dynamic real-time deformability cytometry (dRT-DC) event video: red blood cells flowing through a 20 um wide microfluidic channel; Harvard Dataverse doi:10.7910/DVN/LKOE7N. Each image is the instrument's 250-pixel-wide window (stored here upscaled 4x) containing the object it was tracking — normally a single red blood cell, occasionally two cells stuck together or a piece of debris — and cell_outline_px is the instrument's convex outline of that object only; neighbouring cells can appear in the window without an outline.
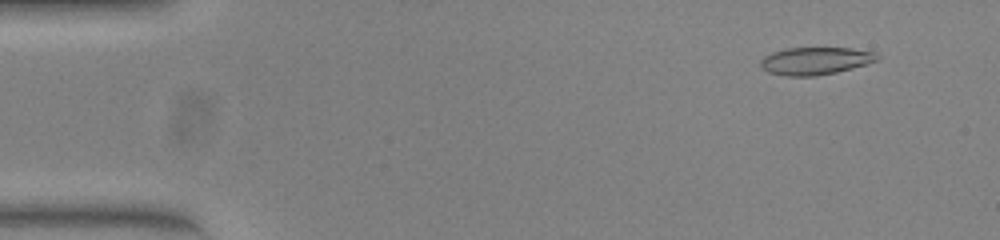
{"species": "common noctule bat (a hibernating species)", "species_latin": "Nyctalus noctula", "temperature_condition": "warm", "stored_images_in_passage": 16, "camera_frame_rate_fps": 3000, "um_per_image_px": 0.085, "animal": {"sex": "female", "body_mass_g": 23.0, "forearm_length_mm": 53.4}, "frame": {"image": 1, "passage_image": 4, "time_ms": 1.0, "image_size_px": [1000, 240], "cell_outline_px": [[880, 60], [852, 68], [836, 72], [816, 76], [784, 76], [768, 72], [760, 68], [760, 60], [764, 56], [772, 52], [788, 48], [852, 48], [876, 52], [880, 56]], "centroid_in_image_um": [69.31, 5.17], "position_along_channel_um": 15.7, "area_um2": 18.9}}
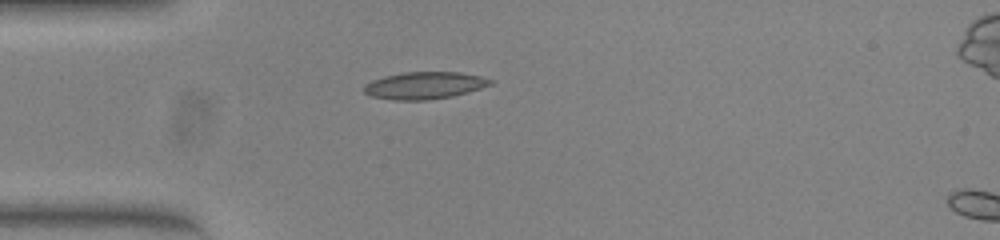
{"frame": {"image": 2, "passage_image": 14, "time_ms": 4.333, "image_size_px": [1000, 240], "cell_outline_px": [[496, 80], [492, 84], [468, 92], [452, 96], [428, 100], [392, 100], [372, 96], [364, 92], [364, 84], [372, 80], [384, 76], [404, 72], [460, 72], [480, 76]], "centroid_in_image_um": [36.09, 7.26], "position_along_channel_um": 48.9, "area_um2": 20.06}}